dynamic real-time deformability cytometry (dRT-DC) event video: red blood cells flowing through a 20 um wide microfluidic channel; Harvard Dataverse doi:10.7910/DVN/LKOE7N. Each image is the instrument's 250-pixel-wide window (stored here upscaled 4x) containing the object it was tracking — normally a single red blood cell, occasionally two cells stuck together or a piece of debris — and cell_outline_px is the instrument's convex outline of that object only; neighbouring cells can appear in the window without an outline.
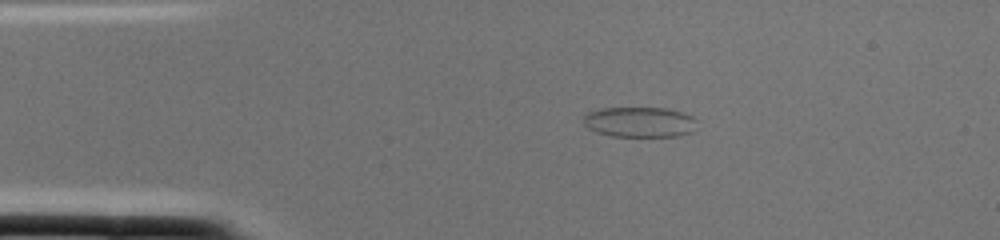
{"species": "common noctule bat (a hibernating species)", "species_latin": "Nyctalus noctula", "temperature_condition": "cold", "stored_images_in_passage": 1, "camera_frame_rate_fps": 3000, "um_per_image_px": 0.085, "animal": {"sex": "female", "body_mass_g": 22.0, "forearm_length_mm": 56.7}, "frame": {"image": 1, "passage_image": 1, "time_ms": 0.0, "image_size_px": [1000, 240], "cell_outline_px": [[696, 120], [692, 132], [676, 136], [612, 136], [596, 132], [588, 128], [584, 124], [584, 116], [588, 112], [600, 108], [664, 108], [684, 112], [692, 116]], "centroid_in_image_um": [54.35, 10.37], "position_along_channel_um": 30.6, "area_um2": 20.0}}